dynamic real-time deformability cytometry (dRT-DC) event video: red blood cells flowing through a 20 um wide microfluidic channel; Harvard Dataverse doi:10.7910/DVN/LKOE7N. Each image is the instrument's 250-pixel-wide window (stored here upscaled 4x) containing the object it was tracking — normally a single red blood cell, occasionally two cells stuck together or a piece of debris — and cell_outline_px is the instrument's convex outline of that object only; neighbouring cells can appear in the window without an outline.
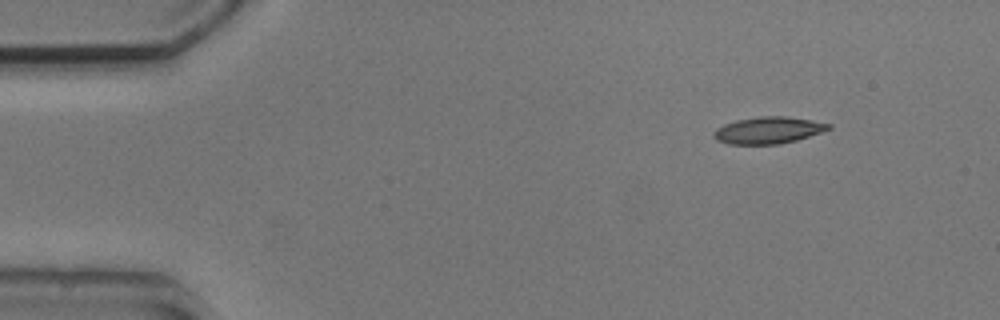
{"species": "common noctule bat (a hibernating species)", "species_latin": "Nyctalus noctula", "temperature_condition": "cold", "stored_images_in_passage": 5, "camera_frame_rate_fps": 3000, "um_per_image_px": 0.085, "animal": {"sex": "male", "body_mass_g": 20.5, "forearm_length_mm": 52.5}, "frame": {"image": 1, "passage_image": 1, "time_ms": 0.0, "image_size_px": [1000, 320], "cell_outline_px": [[832, 128], [796, 140], [780, 144], [728, 144], [716, 140], [712, 136], [712, 132], [716, 128], [724, 124], [736, 120], [760, 116], [788, 116], [812, 120], [832, 124]], "centroid_in_image_um": [65.27, 11.06], "position_along_channel_um": 19.7, "area_um2": 18.03}}
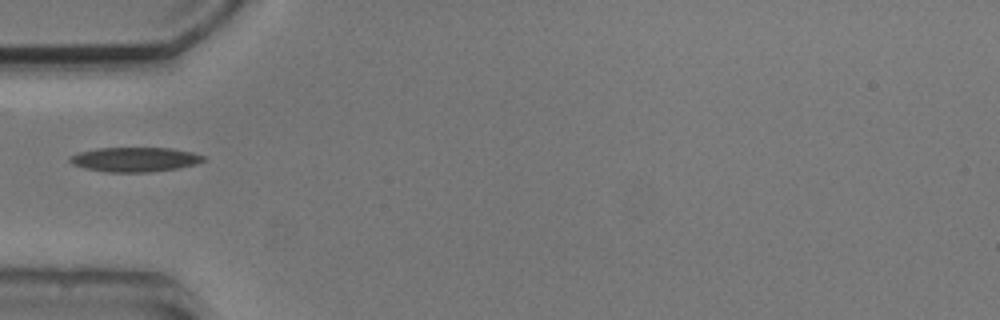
{"frame": {"image": 2, "passage_image": 4, "time_ms": 3.667, "image_size_px": [1000, 320], "cell_outline_px": [[208, 160], [196, 164], [176, 168], [148, 172], [108, 172], [84, 168], [72, 164], [68, 160], [68, 156], [80, 152], [96, 148], [172, 148], [192, 152], [204, 156]], "centroid_in_image_um": [11.45, 13.55], "position_along_channel_um": 73.5, "area_um2": 19.13}}